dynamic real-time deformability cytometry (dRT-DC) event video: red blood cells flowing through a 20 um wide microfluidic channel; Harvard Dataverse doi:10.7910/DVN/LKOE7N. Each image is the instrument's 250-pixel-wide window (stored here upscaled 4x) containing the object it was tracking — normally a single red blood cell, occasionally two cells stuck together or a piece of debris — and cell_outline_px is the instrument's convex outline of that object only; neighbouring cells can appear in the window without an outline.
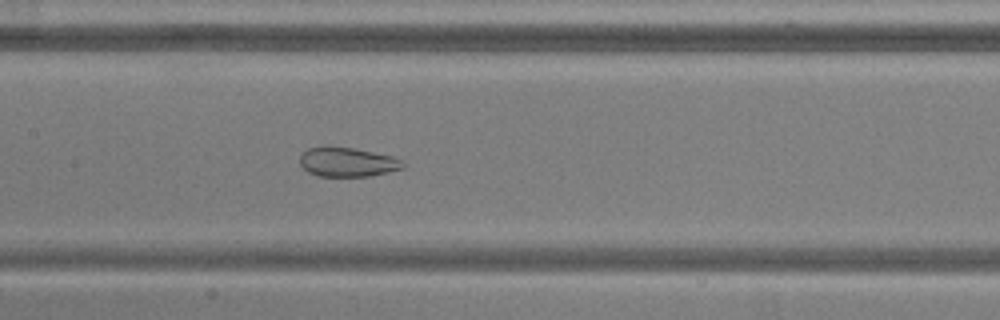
{"species": "common noctule bat (a hibernating species)", "species_latin": "Nyctalus noctula", "temperature_condition": "warm", "stored_images_in_passage": 51, "camera_frame_rate_fps": 3000, "um_per_image_px": 0.085, "animal": {"sex": "male", "body_mass_g": 20.5, "forearm_length_mm": 52.5}, "frame": {"image": 1, "passage_image": 23, "time_ms": 7.333, "image_size_px": [1000, 320], "cell_outline_px": [[404, 168], [388, 172], [368, 176], [316, 176], [308, 172], [300, 164], [300, 156], [308, 148], [352, 148], [392, 156], [404, 160]], "centroid_in_image_um": [29.56, 13.8], "position_along_channel_um": 177.8, "area_um2": 17.22}}
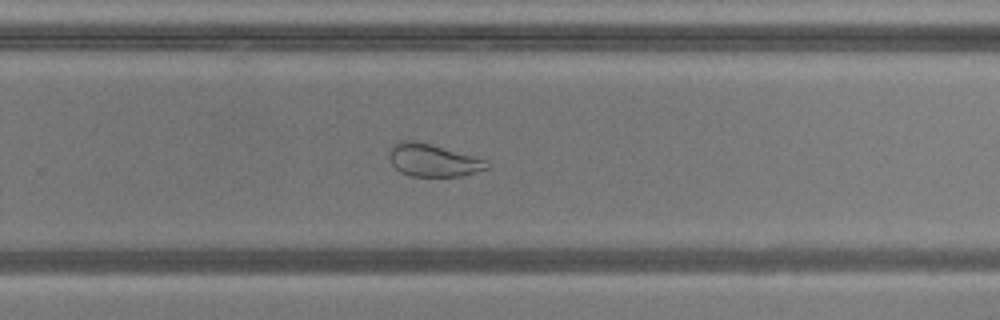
{"frame": {"image": 2, "passage_image": 32, "time_ms": 10.333, "image_size_px": [1000, 320], "cell_outline_px": [[492, 164], [488, 168], [476, 172], [460, 176], [412, 176], [400, 172], [392, 164], [388, 156], [392, 144], [400, 140], [412, 140], [432, 144], [488, 160]], "centroid_in_image_um": [36.82, 13.61], "position_along_channel_um": 293.0, "area_um2": 18.73}}
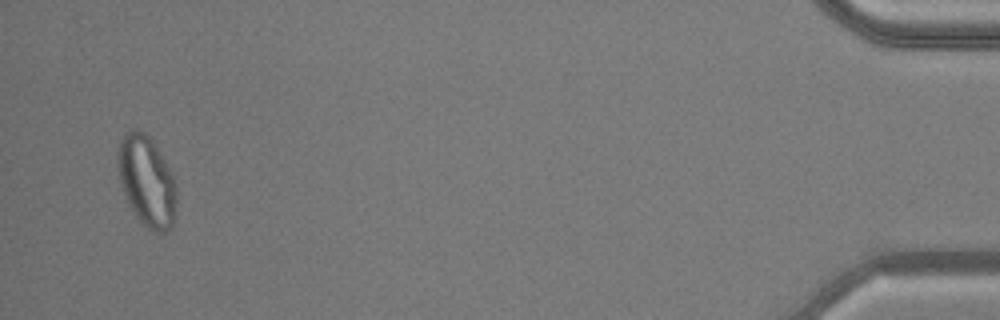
{"frame": {"image": 3, "passage_image": 49, "time_ms": 16.0, "image_size_px": [1000, 320], "cell_outline_px": [[176, 200], [172, 224], [160, 236], [148, 228], [136, 216], [128, 204], [120, 184], [116, 168], [116, 160], [120, 140], [124, 132], [132, 128], [136, 128], [144, 132], [152, 140], [172, 172], [176, 184]], "centroid_in_image_um": [12.44, 15.36], "position_along_channel_um": 422.8, "area_um2": 31.33}, "authors_computed_cell_mechanics": {"area_um2": 27.6284, "velocity_mm_per_s": 3.8558, "shape_relaxation_time_tau1_ms": null, "shape_relaxation_time_tau2_ms": 1.1175, "deformation_change_tau1": null, "deformation_change_tau2": 0.0774}}